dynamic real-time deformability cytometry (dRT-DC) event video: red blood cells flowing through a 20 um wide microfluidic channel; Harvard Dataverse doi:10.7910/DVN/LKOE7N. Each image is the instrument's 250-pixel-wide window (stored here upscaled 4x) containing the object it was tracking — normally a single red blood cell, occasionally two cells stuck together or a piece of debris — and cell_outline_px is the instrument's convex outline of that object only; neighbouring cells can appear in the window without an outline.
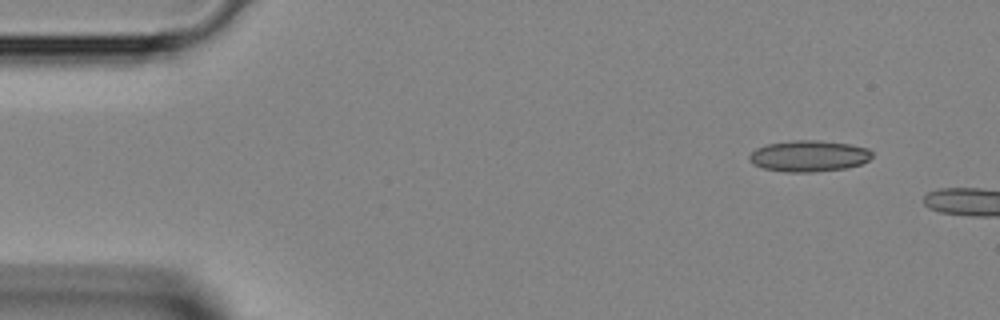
{"species": "Egyptian fruit bat (a non-hibernating species)", "species_latin": "Rousettus aegyptiacus", "temperature_condition": "room temperature", "stored_images_in_passage": 3, "camera_frame_rate_fps": 3000, "um_per_image_px": 0.085, "animal": {"sex": "female"}, "frame": {"image": 1, "passage_image": 1, "time_ms": 0.0, "image_size_px": [1000, 320], "cell_outline_px": [[872, 156], [868, 160], [860, 164], [844, 168], [812, 172], [784, 172], [764, 168], [752, 164], [748, 160], [748, 156], [756, 148], [768, 144], [796, 140], [816, 140], [848, 144], [868, 148], [872, 152]], "centroid_in_image_um": [68.72, 13.26], "position_along_channel_um": 16.3, "area_um2": 22.2}}